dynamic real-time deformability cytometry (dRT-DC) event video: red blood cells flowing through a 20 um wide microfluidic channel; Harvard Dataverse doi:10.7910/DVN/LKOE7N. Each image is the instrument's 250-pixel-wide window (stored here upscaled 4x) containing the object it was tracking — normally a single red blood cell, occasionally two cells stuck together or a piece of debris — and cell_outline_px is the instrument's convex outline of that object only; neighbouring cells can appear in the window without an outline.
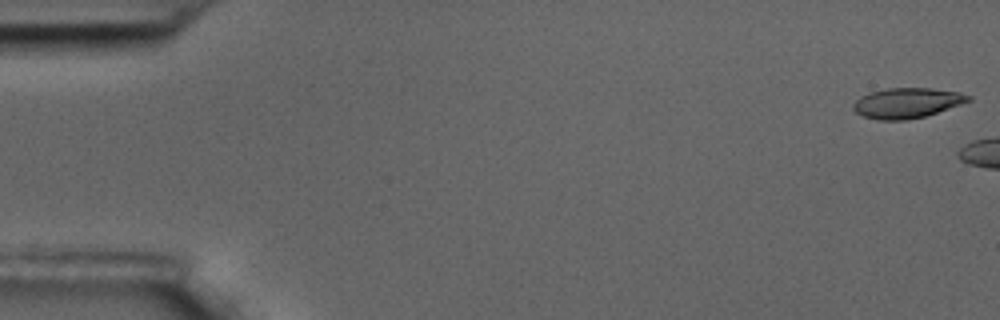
{"species": "common noctule bat (a hibernating species)", "species_latin": "Nyctalus noctula", "temperature_condition": "room temperature", "stored_images_in_passage": 6, "camera_frame_rate_fps": 3000, "um_per_image_px": 0.085, "animal": {"sex": "male", "body_mass_g": 17.5, "forearm_length_mm": 52.3}, "frame": {"image": 1, "passage_image": 1, "time_ms": 0.0, "image_size_px": [1000, 320], "cell_outline_px": [[972, 100], [924, 116], [904, 120], [876, 120], [864, 116], [856, 112], [852, 108], [852, 104], [860, 96], [872, 92], [888, 88], [928, 88], [960, 92], [972, 96]], "centroid_in_image_um": [77.07, 8.75], "position_along_channel_um": 7.9, "area_um2": 20.06}}